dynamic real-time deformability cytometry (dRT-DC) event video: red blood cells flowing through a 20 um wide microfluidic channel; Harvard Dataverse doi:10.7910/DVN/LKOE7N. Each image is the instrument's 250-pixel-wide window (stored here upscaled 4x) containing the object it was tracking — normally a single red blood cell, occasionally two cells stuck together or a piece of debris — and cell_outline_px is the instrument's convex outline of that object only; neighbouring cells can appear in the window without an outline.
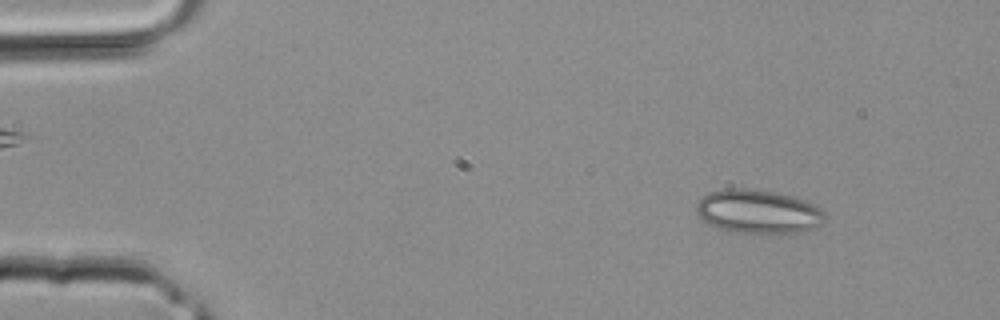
{"species": "common noctule bat (a hibernating species)", "species_latin": "Nyctalus noctula", "temperature_condition": "room temperature", "stored_images_in_passage": 3, "camera_frame_rate_fps": 3000, "um_per_image_px": 0.085, "animal": {"sex": "male", "body_mass_g": 20.4}, "frame": {"image": 1, "passage_image": 1, "time_ms": 0.0, "image_size_px": [1000, 320], "cell_outline_px": [[824, 216], [820, 224], [816, 228], [804, 232], [732, 232], [716, 228], [708, 224], [696, 212], [696, 204], [708, 192], [724, 188], [748, 188], [796, 196], [820, 208], [824, 212]], "centroid_in_image_um": [64.42, 17.97], "position_along_channel_um": 20.6, "area_um2": 32.66}}